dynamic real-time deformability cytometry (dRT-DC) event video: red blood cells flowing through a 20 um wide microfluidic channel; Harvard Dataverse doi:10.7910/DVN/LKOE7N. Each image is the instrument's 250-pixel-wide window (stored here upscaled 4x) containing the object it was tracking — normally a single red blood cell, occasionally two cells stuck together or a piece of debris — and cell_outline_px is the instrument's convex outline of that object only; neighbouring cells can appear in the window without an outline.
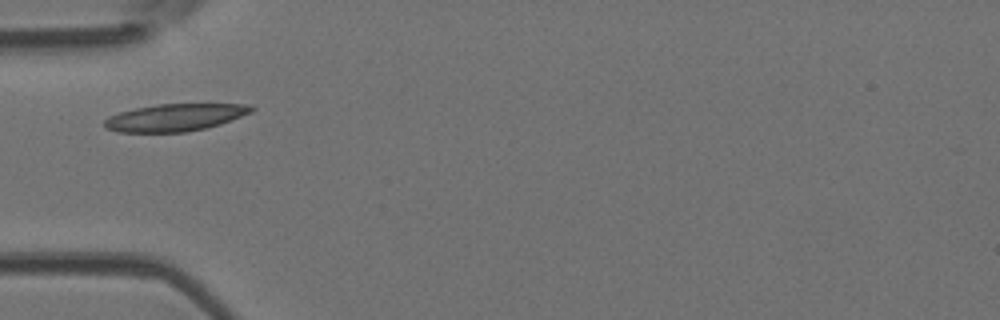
{"species": "Egyptian fruit bat (a non-hibernating species)", "species_latin": "Rousettus aegyptiacus", "temperature_condition": "room temperature", "stored_images_in_passage": 2, "camera_frame_rate_fps": 3000, "um_per_image_px": 0.085, "animal": {"sex": "female"}, "frame": {"image": 1, "passage_image": 1, "time_ms": 0.0, "image_size_px": [1000, 320], "cell_outline_px": [[256, 108], [252, 112], [220, 124], [208, 128], [184, 132], [116, 132], [104, 128], [104, 120], [108, 116], [120, 112], [136, 108], [156, 104], [252, 104]], "centroid_in_image_um": [14.88, 9.98], "position_along_channel_um": 70.1, "area_um2": 23.52}}
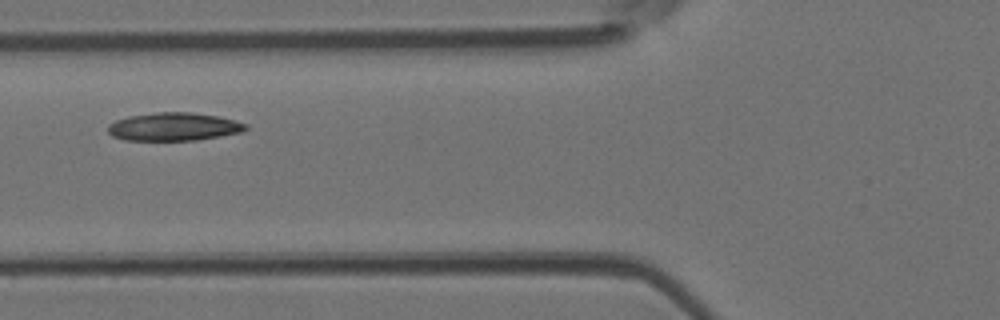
{"frame": {"image": 2, "passage_image": 2, "time_ms": 0.333, "image_size_px": [1000, 320], "cell_outline_px": [[248, 128], [240, 132], [220, 136], [196, 140], [124, 140], [112, 136], [108, 132], [108, 124], [116, 120], [128, 116], [156, 112], [192, 112], [220, 116], [248, 124]], "centroid_in_image_um": [14.77, 10.76], "position_along_channel_um": 111.0, "area_um2": 22.66}}